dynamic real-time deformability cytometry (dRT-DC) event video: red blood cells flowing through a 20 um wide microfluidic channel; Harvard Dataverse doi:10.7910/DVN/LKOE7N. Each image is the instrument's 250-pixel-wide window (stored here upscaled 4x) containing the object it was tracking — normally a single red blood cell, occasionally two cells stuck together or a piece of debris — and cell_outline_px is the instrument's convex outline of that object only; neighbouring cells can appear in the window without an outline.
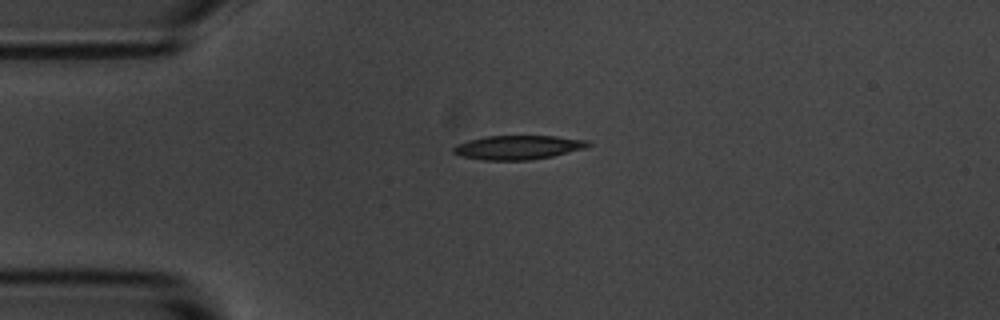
{"species": "common noctule bat (a hibernating species)", "species_latin": "Nyctalus noctula", "temperature_condition": "room temperature", "stored_images_in_passage": 2, "camera_frame_rate_fps": 3000, "um_per_image_px": 0.085, "animal": {"sex": "male", "body_mass_g": 20.1, "forearm_length_mm": 53.5}, "frame": {"image": 1, "passage_image": 1, "time_ms": 0.0, "image_size_px": [1000, 320], "cell_outline_px": [[592, 144], [584, 148], [552, 156], [528, 160], [484, 160], [460, 156], [452, 152], [452, 148], [456, 144], [468, 140], [488, 136], [556, 136], [592, 140]], "centroid_in_image_um": [44.04, 12.52], "position_along_channel_um": 41.0, "area_um2": 18.96}}